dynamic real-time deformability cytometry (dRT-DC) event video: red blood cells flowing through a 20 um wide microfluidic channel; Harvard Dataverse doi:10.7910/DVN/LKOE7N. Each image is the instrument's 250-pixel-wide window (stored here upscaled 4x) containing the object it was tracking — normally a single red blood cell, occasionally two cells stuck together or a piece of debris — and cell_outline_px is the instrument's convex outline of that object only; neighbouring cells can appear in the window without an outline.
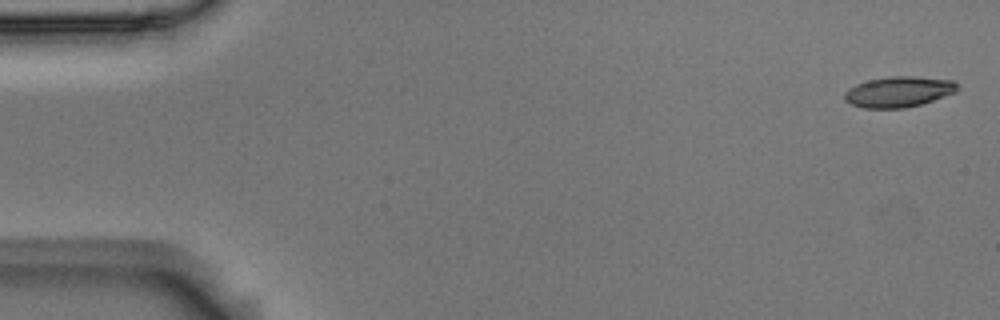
{"species": "Egyptian fruit bat (a non-hibernating species)", "species_latin": "Rousettus aegyptiacus", "temperature_condition": "room temperature", "stored_images_in_passage": 56, "camera_frame_rate_fps": 3000, "um_per_image_px": 0.085, "animal": {"sex": "male"}, "frame": {"image": 1, "passage_image": 1, "time_ms": 0.0, "image_size_px": [1000, 320], "cell_outline_px": [[956, 92], [920, 104], [904, 108], [864, 108], [852, 104], [844, 100], [844, 92], [848, 88], [856, 84], [868, 80], [888, 76], [912, 76], [952, 80], [956, 84]], "centroid_in_image_um": [76.33, 7.8], "position_along_channel_um": 8.7, "area_um2": 20.0}}
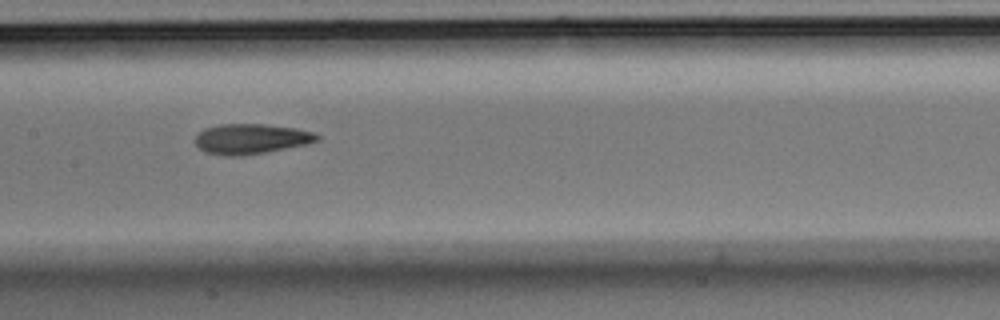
{"frame": {"image": 2, "passage_image": 27, "time_ms": 8.667, "image_size_px": [1000, 320], "cell_outline_px": [[320, 140], [308, 144], [264, 152], [240, 156], [228, 156], [204, 152], [196, 144], [196, 136], [204, 128], [220, 124], [264, 124], [296, 128], [312, 132], [320, 136]], "centroid_in_image_um": [21.35, 11.8], "position_along_channel_um": 186.1, "area_um2": 21.33}}
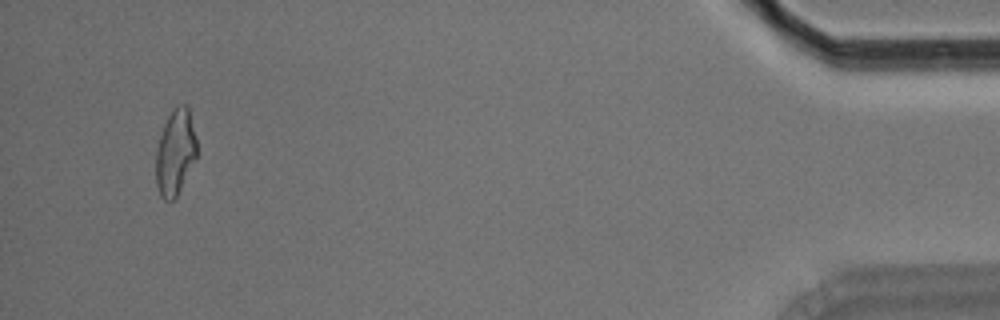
{"frame": {"image": 3, "passage_image": 53, "time_ms": 17.333, "image_size_px": [1000, 320], "cell_outline_px": [[196, 156], [176, 196], [172, 200], [164, 200], [160, 196], [156, 184], [156, 148], [164, 124], [172, 108], [176, 104], [184, 104], [188, 108], [196, 136]], "centroid_in_image_um": [14.88, 12.91], "position_along_channel_um": 420.3, "area_um2": 20.17}, "authors_computed_cell_mechanics": {"area_um2": 20.5479, "velocity_mm_per_s": 3.58, "shape_relaxation_time_tau1_ms": 5.0667, "shape_relaxation_time_tau2_ms": 2.6267, "deformation_change_tau1": 0.1692, "deformation_change_tau2": 0.1092}}